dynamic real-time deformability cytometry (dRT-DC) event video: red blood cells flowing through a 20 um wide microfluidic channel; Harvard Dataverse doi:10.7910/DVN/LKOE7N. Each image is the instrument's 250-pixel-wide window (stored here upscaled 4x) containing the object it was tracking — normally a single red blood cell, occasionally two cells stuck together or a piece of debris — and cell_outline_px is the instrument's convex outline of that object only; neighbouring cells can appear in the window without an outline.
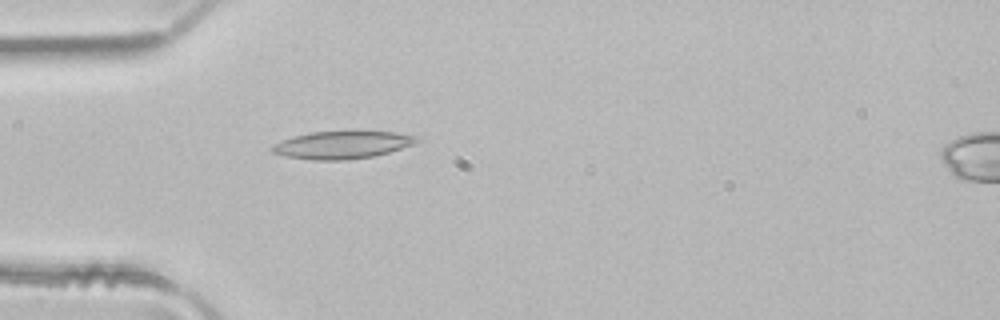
{"species": "common noctule bat (a hibernating species)", "species_latin": "Nyctalus noctula", "temperature_condition": "room temperature", "stored_images_in_passage": 3, "camera_frame_rate_fps": 3000, "um_per_image_px": 0.085, "animal": {"sex": "male", "body_mass_g": 21.5, "forearm_length_mm": 52.0}, "frame": {"image": 1, "passage_image": 2, "time_ms": 0.333, "image_size_px": [1000, 320], "cell_outline_px": [[424, 136], [416, 144], [388, 152], [372, 156], [344, 160], [312, 160], [284, 156], [272, 152], [272, 144], [292, 136], [312, 132], [396, 132]], "centroid_in_image_um": [29.13, 12.31], "position_along_channel_um": 55.9, "area_um2": 23.29}}